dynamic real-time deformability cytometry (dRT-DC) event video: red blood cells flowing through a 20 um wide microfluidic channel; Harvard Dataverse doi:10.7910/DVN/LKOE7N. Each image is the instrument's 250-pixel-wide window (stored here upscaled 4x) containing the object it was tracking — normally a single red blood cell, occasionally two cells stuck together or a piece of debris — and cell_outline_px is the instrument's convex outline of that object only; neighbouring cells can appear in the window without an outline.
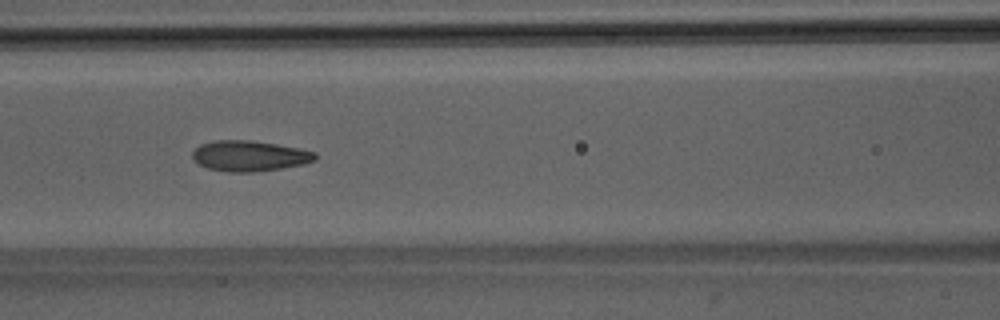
{"species": "Egyptian fruit bat (a non-hibernating species)", "species_latin": "Rousettus aegyptiacus", "temperature_condition": "room temperature", "stored_images_in_passage": 41, "camera_frame_rate_fps": 3000, "um_per_image_px": 0.085, "animal": {"sex": "male"}, "frame": {"image": 1, "passage_image": 12, "time_ms": 3.667, "image_size_px": [1000, 320], "cell_outline_px": [[316, 160], [304, 164], [280, 168], [252, 172], [228, 172], [208, 168], [192, 160], [192, 152], [200, 144], [216, 140], [248, 140], [276, 144], [300, 148], [316, 152]], "centroid_in_image_um": [21.2, 13.25], "position_along_channel_um": 145.4, "area_um2": 21.85}}
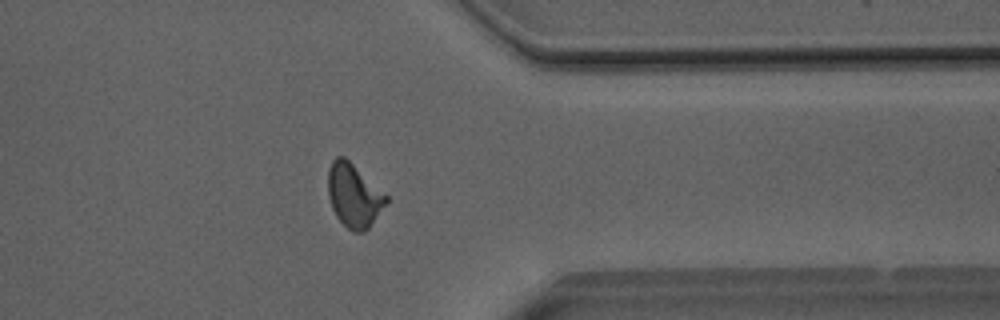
{"frame": {"image": 2, "passage_image": 30, "time_ms": 9.667, "image_size_px": [1000, 320], "cell_outline_px": [[388, 200], [368, 228], [364, 232], [352, 232], [336, 216], [332, 208], [328, 196], [328, 168], [332, 160], [336, 156], [344, 156], [388, 196]], "centroid_in_image_um": [30.05, 16.6], "position_along_channel_um": 381.3, "area_um2": 21.27}}
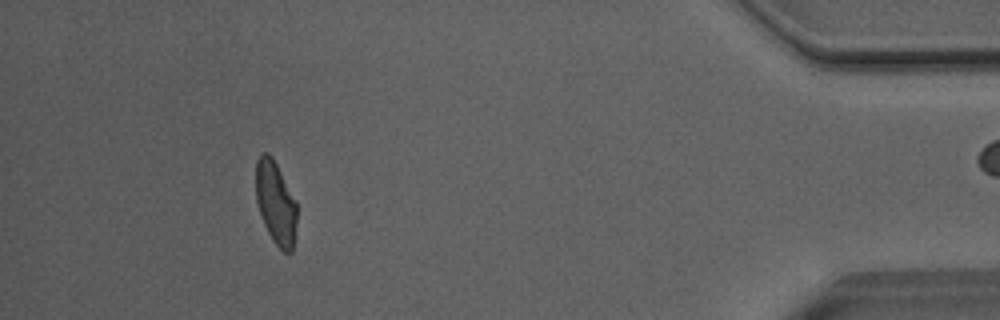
{"frame": {"image": 3, "passage_image": 36, "time_ms": 11.667, "image_size_px": [1000, 320], "cell_outline_px": [[296, 224], [292, 252], [284, 252], [272, 240], [264, 224], [256, 200], [256, 160], [264, 152], [268, 152], [272, 156], [296, 204]], "centroid_in_image_um": [23.41, 17.25], "position_along_channel_um": 411.8, "area_um2": 19.36}}